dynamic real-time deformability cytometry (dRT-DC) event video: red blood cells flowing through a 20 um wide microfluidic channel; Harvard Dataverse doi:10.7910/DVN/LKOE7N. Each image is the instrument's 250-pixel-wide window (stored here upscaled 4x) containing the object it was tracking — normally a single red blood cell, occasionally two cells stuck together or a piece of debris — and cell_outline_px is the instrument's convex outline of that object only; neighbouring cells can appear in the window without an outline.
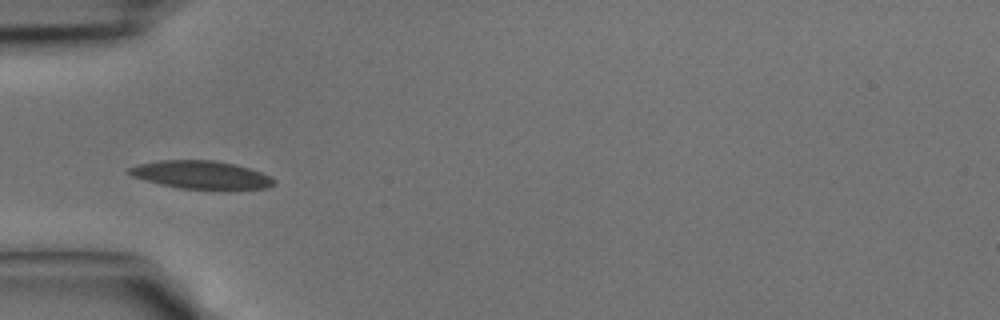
{"species": "common noctule bat (a hibernating species)", "species_latin": "Nyctalus noctula", "temperature_condition": "cold", "stored_images_in_passage": 29, "camera_frame_rate_fps": 3000, "um_per_image_px": 0.085, "animal": {"sex": "male", "body_mass_g": 15.6}, "frame": {"image": 1, "passage_image": 1, "time_ms": 0.0, "image_size_px": [1000, 320], "cell_outline_px": [[276, 184], [268, 188], [180, 188], [160, 184], [132, 176], [128, 172], [128, 168], [140, 164], [160, 160], [216, 160], [236, 164], [260, 172], [276, 180]], "centroid_in_image_um": [17.09, 14.84], "position_along_channel_um": 67.9, "area_um2": 23.18}}
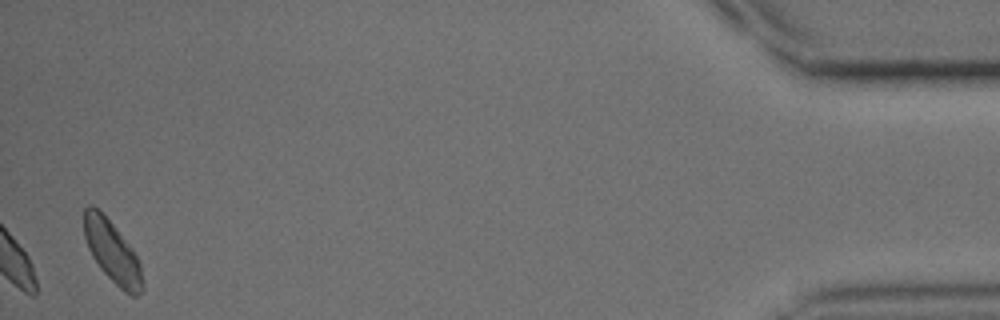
{"frame": {"image": 2, "passage_image": 29, "time_ms": 9.333, "image_size_px": [1000, 320], "cell_outline_px": [[144, 288], [136, 296], [132, 296], [124, 292], [100, 268], [92, 256], [88, 248], [84, 236], [84, 208], [88, 204], [92, 204], [112, 224], [132, 248], [140, 260], [144, 284]], "centroid_in_image_um": [9.56, 21.43], "position_along_channel_um": 425.6, "area_um2": 20.98}}